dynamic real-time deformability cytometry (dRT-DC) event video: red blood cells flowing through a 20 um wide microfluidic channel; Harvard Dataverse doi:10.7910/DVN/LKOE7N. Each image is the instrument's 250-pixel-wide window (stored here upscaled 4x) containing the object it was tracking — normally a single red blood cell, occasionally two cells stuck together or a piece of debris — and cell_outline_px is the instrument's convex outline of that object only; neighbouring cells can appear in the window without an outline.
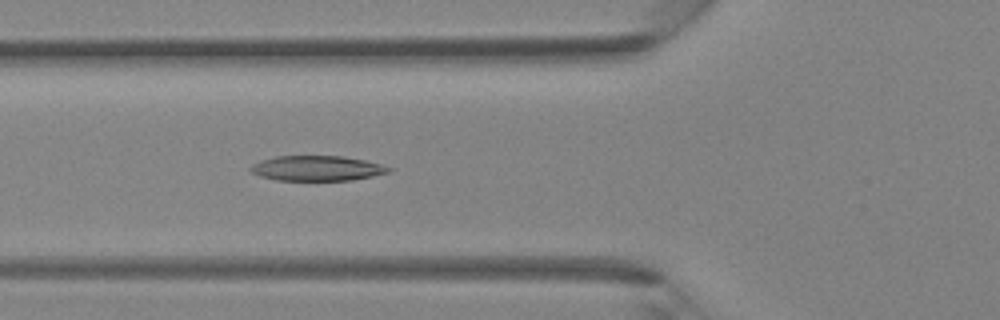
{"species": "Egyptian fruit bat (a non-hibernating species)", "species_latin": "Rousettus aegyptiacus", "temperature_condition": "room temperature", "stored_images_in_passage": 41, "camera_frame_rate_fps": 3000, "um_per_image_px": 0.085, "animal": {"sex": "female"}, "frame": {"image": 1, "passage_image": 15, "time_ms": 4.667, "image_size_px": [1000, 320], "cell_outline_px": [[392, 172], [352, 180], [276, 180], [260, 176], [252, 172], [248, 168], [252, 164], [260, 160], [276, 156], [344, 156], [364, 160], [380, 164], [392, 168]], "centroid_in_image_um": [26.94, 14.3], "position_along_channel_um": 98.9, "area_um2": 20.23}}
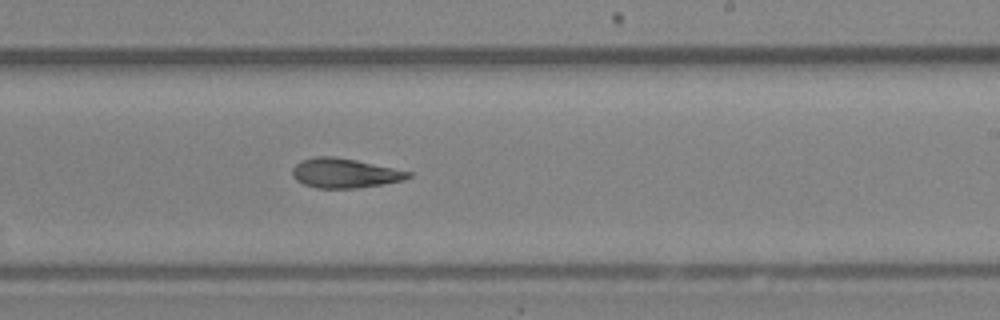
{"frame": {"image": 2, "passage_image": 25, "time_ms": 8.0, "image_size_px": [1000, 320], "cell_outline_px": [[412, 176], [404, 180], [384, 184], [356, 188], [316, 188], [304, 184], [296, 180], [292, 176], [292, 168], [300, 160], [316, 156], [332, 156], [356, 160], [412, 172]], "centroid_in_image_um": [29.28, 14.71], "position_along_channel_um": 259.7, "area_um2": 20.0}}
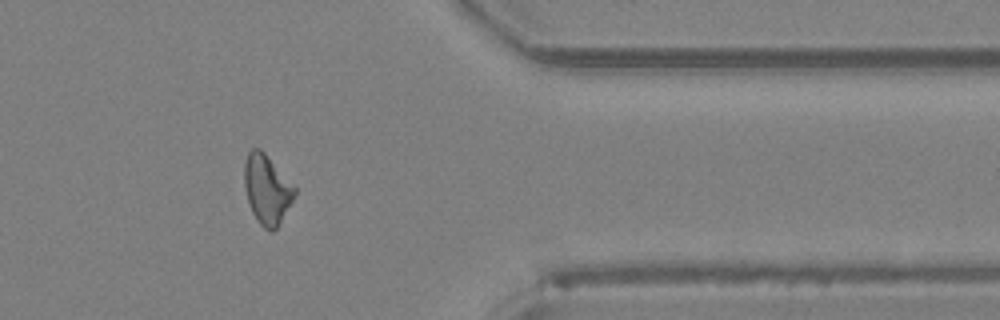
{"frame": {"image": 3, "passage_image": 34, "time_ms": 11.0, "image_size_px": [1000, 320], "cell_outline_px": [[296, 192], [292, 200], [276, 228], [272, 232], [264, 228], [256, 220], [252, 212], [248, 200], [244, 184], [244, 164], [248, 152], [252, 148], [260, 148], [264, 152], [296, 188]], "centroid_in_image_um": [22.66, 16.08], "position_along_channel_um": 388.7, "area_um2": 19.94}}